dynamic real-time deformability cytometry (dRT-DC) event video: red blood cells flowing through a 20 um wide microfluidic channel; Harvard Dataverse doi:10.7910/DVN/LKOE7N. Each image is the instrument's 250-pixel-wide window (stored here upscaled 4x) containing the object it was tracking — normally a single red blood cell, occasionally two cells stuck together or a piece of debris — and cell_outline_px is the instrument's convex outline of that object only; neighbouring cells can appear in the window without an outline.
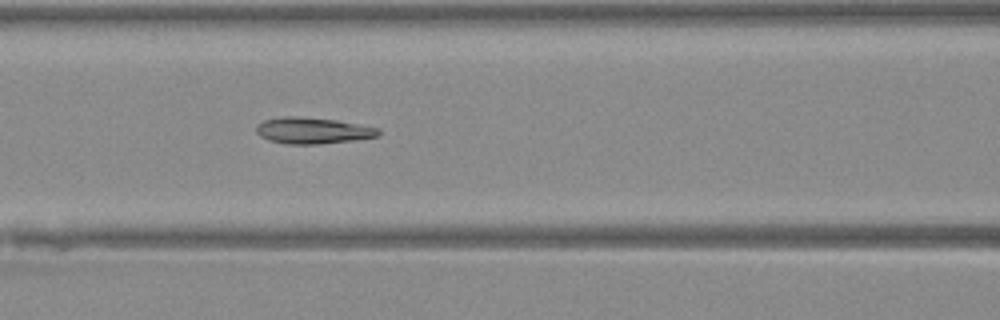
{"species": "Egyptian fruit bat (a non-hibernating species)", "species_latin": "Rousettus aegyptiacus", "temperature_condition": "warm", "stored_images_in_passage": 43, "camera_frame_rate_fps": 3000, "um_per_image_px": 0.085, "animal": {"sex": "female"}, "frame": {"image": 1, "passage_image": 16, "time_ms": 5.0, "image_size_px": [1000, 320], "cell_outline_px": [[380, 136], [352, 140], [316, 144], [288, 144], [268, 140], [260, 136], [256, 132], [256, 124], [264, 120], [284, 116], [296, 116], [336, 120], [380, 128]], "centroid_in_image_um": [26.56, 11.09], "position_along_channel_um": 140.0, "area_um2": 18.67}}
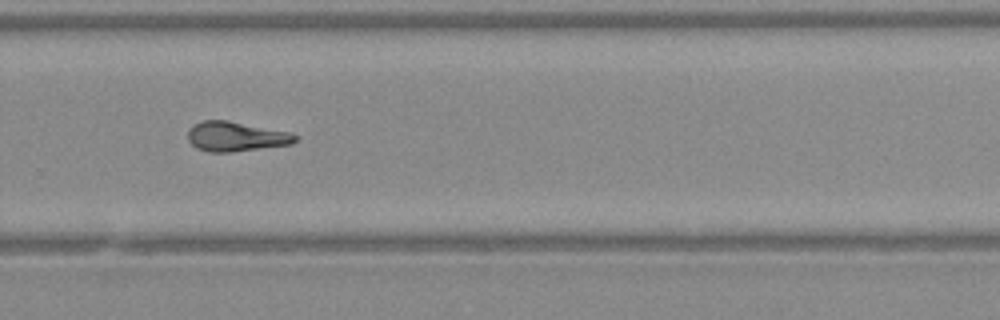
{"frame": {"image": 2, "passage_image": 28, "time_ms": 9.0, "image_size_px": [1000, 320], "cell_outline_px": [[296, 140], [292, 144], [232, 152], [208, 152], [196, 148], [188, 140], [188, 128], [192, 124], [200, 120], [228, 120], [292, 132], [296, 136]], "centroid_in_image_um": [20.02, 11.59], "position_along_channel_um": 309.8, "area_um2": 18.84}}
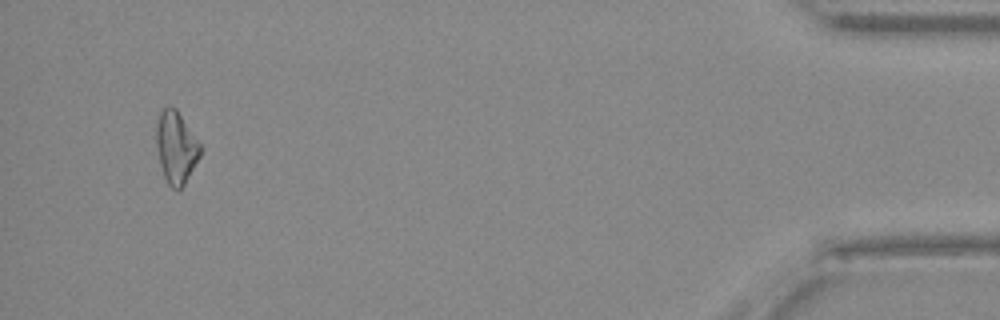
{"frame": {"image": 3, "passage_image": 41, "time_ms": 13.333, "image_size_px": [1000, 320], "cell_outline_px": [[200, 156], [184, 184], [176, 192], [168, 184], [164, 176], [160, 164], [156, 144], [156, 120], [160, 112], [168, 104], [176, 108], [200, 144]], "centroid_in_image_um": [14.94, 12.51], "position_along_channel_um": 420.3, "area_um2": 18.38}}